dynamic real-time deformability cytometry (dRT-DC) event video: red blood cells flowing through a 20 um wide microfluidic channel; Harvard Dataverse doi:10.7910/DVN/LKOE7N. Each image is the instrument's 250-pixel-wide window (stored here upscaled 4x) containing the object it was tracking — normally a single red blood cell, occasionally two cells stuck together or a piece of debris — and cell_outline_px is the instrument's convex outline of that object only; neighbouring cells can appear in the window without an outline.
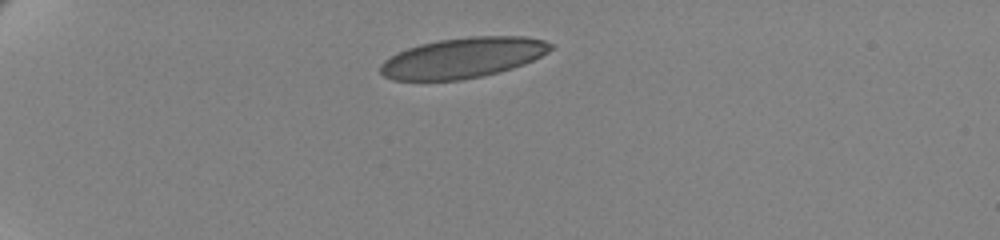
{"species": "human", "species_latin": "Homo sapiens", "temperature_condition": "cold", "stored_images_in_passage": 43, "camera_frame_rate_fps": 3000, "um_per_image_px": 0.085, "donor": {"sex": "female"}, "frame": {"image": 1, "passage_image": 1, "time_ms": 0.0, "image_size_px": [1000, 240], "cell_outline_px": [[556, 44], [548, 52], [524, 64], [500, 72], [460, 80], [392, 80], [384, 76], [380, 72], [380, 64], [384, 60], [396, 52], [420, 44], [440, 40], [468, 36], [524, 36], [544, 40]], "centroid_in_image_um": [39.35, 4.9], "position_along_channel_um": 45.7, "area_um2": 40.11}}
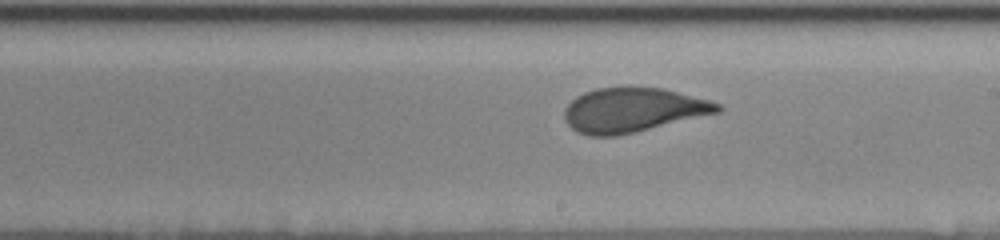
{"frame": {"image": 2, "passage_image": 22, "time_ms": 7.0, "image_size_px": [1000, 240], "cell_outline_px": [[724, 108], [720, 112], [616, 136], [588, 136], [576, 132], [564, 120], [564, 108], [576, 96], [584, 92], [596, 88], [628, 84], [664, 88], [708, 100], [720, 104]], "centroid_in_image_um": [53.76, 9.31], "position_along_channel_um": 235.2, "area_um2": 40.29}}
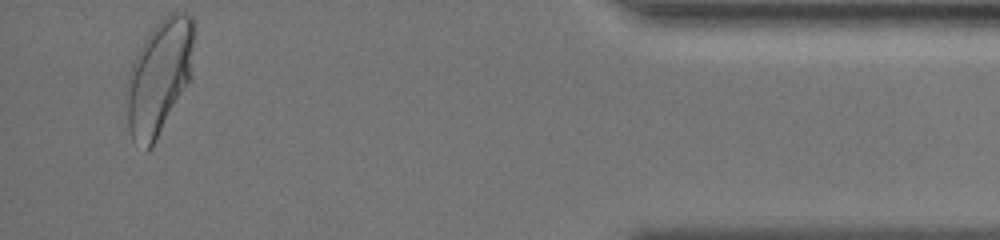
{"frame": {"image": 3, "passage_image": 42, "time_ms": 13.667, "image_size_px": [1000, 240], "cell_outline_px": [[196, 24], [188, 80], [152, 148], [148, 152], [144, 152], [132, 140], [128, 128], [124, 92], [124, 88], [128, 72], [144, 40], [152, 28], [168, 12], [188, 12], [196, 20]], "centroid_in_image_um": [13.48, 6.54], "position_along_channel_um": 421.7, "area_um2": 45.37}, "authors_computed_cell_mechanics": {"area_um2": 40.6912, "velocity_mm_per_s": 3.4717, "shape_relaxation_time_tau1_ms": 4.1118, "shape_relaxation_time_tau2_ms": null, "deformation_change_tau1": 0.162, "deformation_change_tau2": null}}